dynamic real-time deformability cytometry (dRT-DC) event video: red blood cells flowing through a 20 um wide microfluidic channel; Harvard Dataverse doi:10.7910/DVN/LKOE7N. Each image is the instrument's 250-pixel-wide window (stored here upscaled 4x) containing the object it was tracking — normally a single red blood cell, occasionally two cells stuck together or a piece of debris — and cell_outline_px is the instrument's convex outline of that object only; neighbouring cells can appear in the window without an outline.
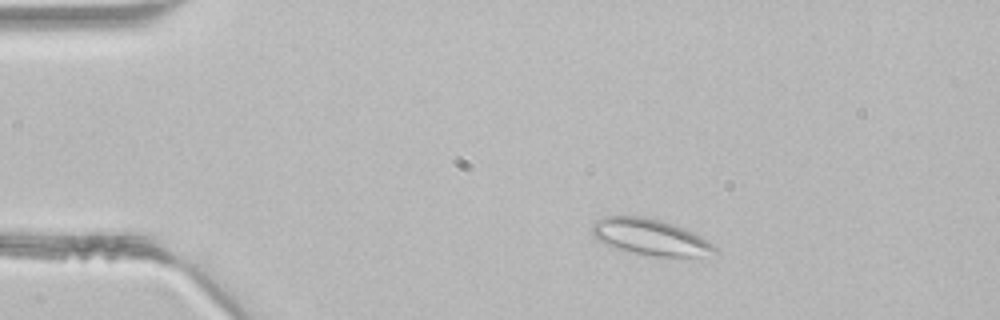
{"species": "common noctule bat (a hibernating species)", "species_latin": "Nyctalus noctula", "temperature_condition": "room temperature", "stored_images_in_passage": 44, "segment_of_instrument_passage": [1, 2], "camera_frame_rate_fps": 3000, "um_per_image_px": 0.085, "animal": {"sex": "male", "body_mass_g": 21.5, "forearm_length_mm": 52.0}, "frame": {"image": 1, "passage_image": 6, "time_ms": 1.667, "image_size_px": [1000, 320], "cell_outline_px": [[716, 252], [700, 256], [656, 256], [628, 252], [616, 248], [592, 236], [592, 224], [596, 220], [604, 216], [644, 216], [660, 220], [684, 228], [708, 240], [716, 248]], "centroid_in_image_um": [55.24, 20.14], "position_along_channel_um": 29.8, "area_um2": 25.61}}
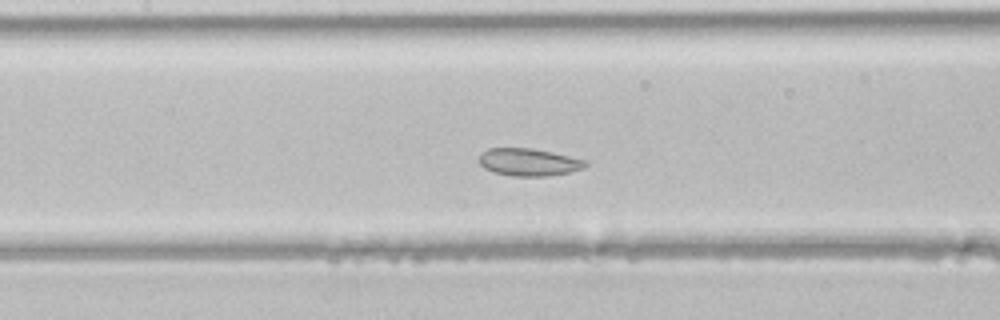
{"frame": {"image": 2, "passage_image": 19, "time_ms": 6.0, "image_size_px": [1000, 320], "cell_outline_px": [[588, 164], [584, 168], [572, 172], [548, 176], [512, 176], [492, 172], [484, 168], [480, 164], [480, 156], [488, 148], [532, 148], [552, 152], [588, 160]], "centroid_in_image_um": [44.99, 13.79], "position_along_channel_um": 162.4, "area_um2": 17.17}}
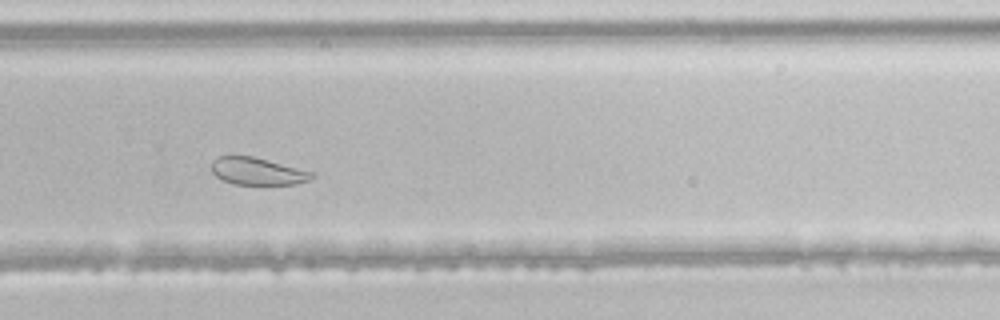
{"frame": {"image": 3, "passage_image": 29, "time_ms": 9.333, "image_size_px": [1000, 320], "cell_outline_px": [[316, 176], [312, 180], [296, 184], [232, 184], [216, 176], [212, 172], [212, 160], [216, 156], [252, 156], [312, 172]], "centroid_in_image_um": [21.88, 14.56], "position_along_channel_um": 307.9, "area_um2": 15.84}}